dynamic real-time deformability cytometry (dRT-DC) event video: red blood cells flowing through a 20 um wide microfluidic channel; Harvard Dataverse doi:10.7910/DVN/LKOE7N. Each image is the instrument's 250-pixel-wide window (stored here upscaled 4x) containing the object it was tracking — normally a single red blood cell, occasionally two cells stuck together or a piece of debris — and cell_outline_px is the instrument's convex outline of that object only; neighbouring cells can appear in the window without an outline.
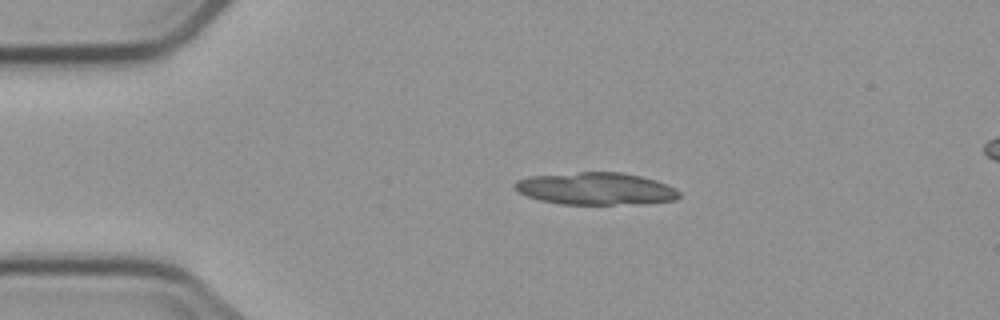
{"species": "common noctule bat (a hibernating species)", "species_latin": "Nyctalus noctula", "temperature_condition": "cold", "stored_images_in_passage": 6, "camera_frame_rate_fps": 3000, "um_per_image_px": 0.085, "animal": {"sex": "male", "body_mass_g": 23.1, "forearm_length_mm": 52.7}, "frame": {"image": 1, "passage_image": 3, "time_ms": 2.333, "image_size_px": [1000, 320], "cell_outline_px": [[680, 196], [676, 200], [612, 204], [560, 204], [540, 200], [528, 196], [520, 192], [516, 188], [516, 180], [528, 176], [580, 172], [620, 172], [640, 176], [656, 180], [676, 188], [680, 192]], "centroid_in_image_um": [50.63, 16.02], "position_along_channel_um": 34.4, "area_um2": 30.52}}
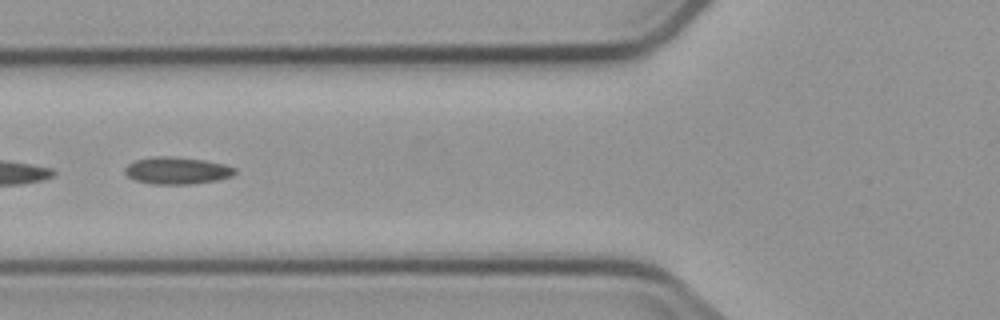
{"frame": {"image": 2, "passage_image": 6, "time_ms": 5.667, "image_size_px": [1000, 320], "cell_outline_px": [[236, 172], [232, 176], [216, 180], [188, 184], [152, 184], [132, 180], [124, 172], [124, 168], [128, 164], [136, 160], [156, 156], [172, 156], [204, 160], [224, 164], [236, 168]], "centroid_in_image_um": [15.01, 14.5], "position_along_channel_um": 110.8, "area_um2": 17.4}}